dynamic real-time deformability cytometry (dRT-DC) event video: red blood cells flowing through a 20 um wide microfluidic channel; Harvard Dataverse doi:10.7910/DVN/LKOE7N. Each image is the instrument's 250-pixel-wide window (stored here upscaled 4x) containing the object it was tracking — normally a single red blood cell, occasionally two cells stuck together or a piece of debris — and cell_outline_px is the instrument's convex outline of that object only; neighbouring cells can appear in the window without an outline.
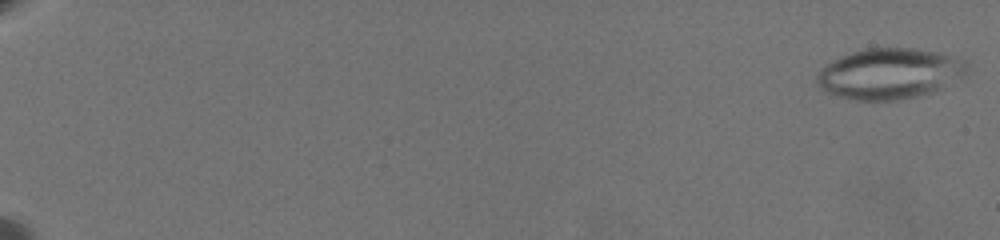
{"species": "common noctule bat (a hibernating species)", "species_latin": "Nyctalus noctula", "temperature_condition": "warm", "stored_images_in_passage": 63, "camera_frame_rate_fps": 3000, "um_per_image_px": 0.085, "animal": {"sex": "female", "body_mass_g": 19.5, "forearm_length_mm": 54.1}, "frame": {"image": 1, "passage_image": 2, "time_ms": 0.333, "image_size_px": [1000, 240], "cell_outline_px": [[968, 64], [964, 72], [940, 88], [932, 92], [900, 100], [856, 100], [836, 96], [824, 92], [816, 84], [816, 72], [824, 64], [832, 60], [852, 52], [868, 48], [916, 48], [936, 52], [964, 60]], "centroid_in_image_um": [75.49, 6.26], "position_along_channel_um": 9.5, "area_um2": 44.04}}
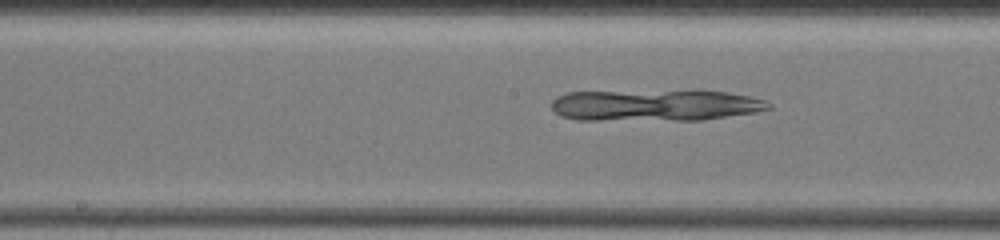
{"frame": {"image": 2, "passage_image": 37, "time_ms": 12.0, "image_size_px": [1000, 240], "cell_outline_px": [[772, 108], [756, 112], [704, 120], [576, 120], [560, 116], [552, 108], [552, 100], [556, 96], [568, 92], [700, 88], [728, 92], [748, 96], [764, 100], [772, 104]], "centroid_in_image_um": [55.72, 8.91], "position_along_channel_um": 192.5, "area_um2": 41.56}}
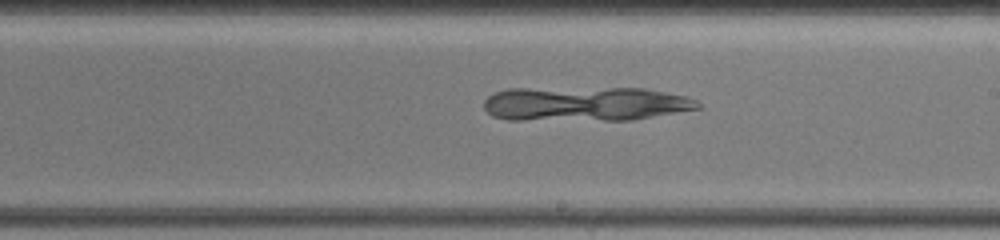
{"frame": {"image": 3, "passage_image": 41, "time_ms": 13.333, "image_size_px": [1000, 240], "cell_outline_px": [[700, 108], [632, 120], [508, 120], [492, 116], [484, 108], [484, 100], [488, 96], [496, 92], [508, 88], [644, 88], [684, 96], [696, 100], [700, 104]], "centroid_in_image_um": [49.69, 8.83], "position_along_channel_um": 239.3, "area_um2": 43.06}}